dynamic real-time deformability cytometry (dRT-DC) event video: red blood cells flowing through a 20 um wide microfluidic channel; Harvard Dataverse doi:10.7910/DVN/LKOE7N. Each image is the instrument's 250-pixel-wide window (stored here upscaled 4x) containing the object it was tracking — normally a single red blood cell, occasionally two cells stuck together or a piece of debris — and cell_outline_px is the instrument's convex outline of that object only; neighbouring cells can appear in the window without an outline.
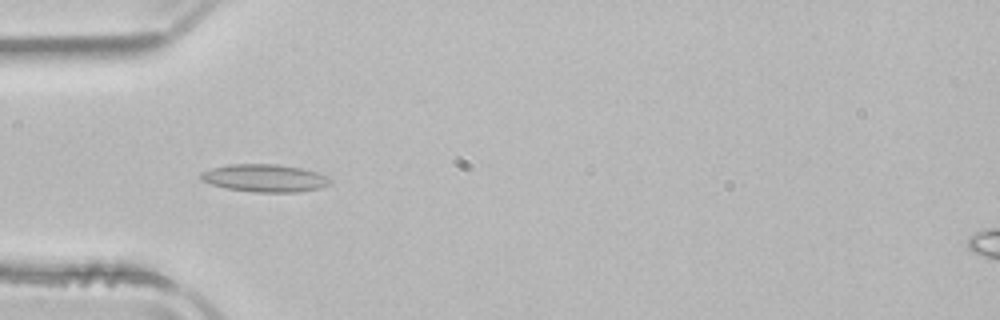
{"species": "common noctule bat (a hibernating species)", "species_latin": "Nyctalus noctula", "temperature_condition": "room temperature", "stored_images_in_passage": 52, "camera_frame_rate_fps": 3000, "um_per_image_px": 0.085, "animal": {"sex": "male", "body_mass_g": 21.5, "forearm_length_mm": 52.0}, "frame": {"image": 1, "passage_image": 16, "time_ms": 5.0, "image_size_px": [1000, 320], "cell_outline_px": [[332, 184], [320, 188], [296, 192], [256, 192], [228, 188], [212, 184], [200, 180], [200, 172], [212, 168], [228, 164], [280, 164], [300, 168], [316, 172], [328, 176], [332, 180]], "centroid_in_image_um": [22.53, 15.13], "position_along_channel_um": 62.5, "area_um2": 20.87}}
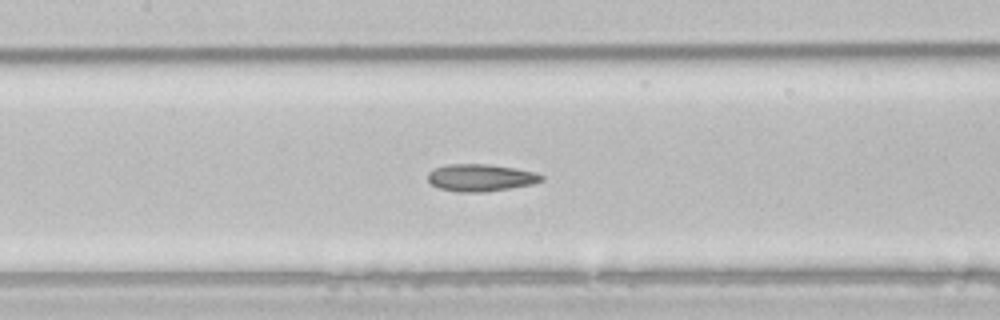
{"frame": {"image": 2, "passage_image": 24, "time_ms": 7.667, "image_size_px": [1000, 320], "cell_outline_px": [[544, 180], [532, 184], [484, 192], [456, 192], [440, 188], [432, 184], [428, 180], [428, 172], [436, 168], [448, 164], [488, 164], [536, 172], [544, 176]], "centroid_in_image_um": [40.86, 15.1], "position_along_channel_um": 166.5, "area_um2": 17.86}}
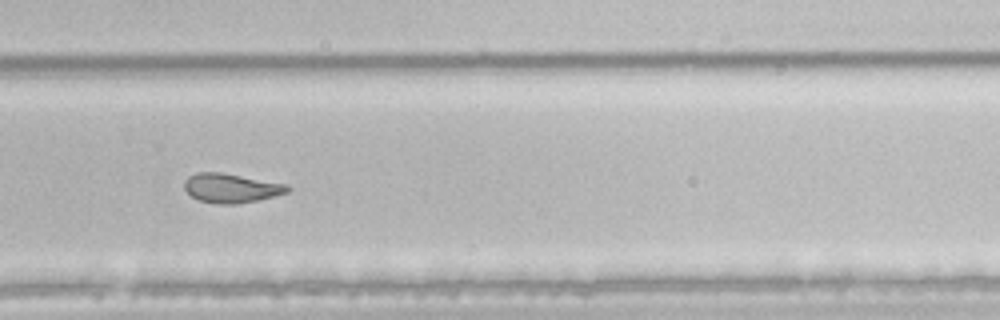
{"frame": {"image": 3, "passage_image": 35, "time_ms": 11.333, "image_size_px": [1000, 320], "cell_outline_px": [[292, 188], [288, 192], [276, 196], [236, 204], [220, 204], [200, 200], [192, 196], [184, 188], [184, 184], [188, 176], [196, 172], [220, 172], [288, 184]], "centroid_in_image_um": [19.68, 15.98], "position_along_channel_um": 310.1, "area_um2": 17.51}, "authors_computed_cell_mechanics": {"area_um2": 19.5942, "velocity_mm_per_s": 3.9387, "shape_relaxation_time_tau1_ms": null, "shape_relaxation_time_tau2_ms": 5.6838, "deformation_change_tau1": null, "deformation_change_tau2": 0.0912}}